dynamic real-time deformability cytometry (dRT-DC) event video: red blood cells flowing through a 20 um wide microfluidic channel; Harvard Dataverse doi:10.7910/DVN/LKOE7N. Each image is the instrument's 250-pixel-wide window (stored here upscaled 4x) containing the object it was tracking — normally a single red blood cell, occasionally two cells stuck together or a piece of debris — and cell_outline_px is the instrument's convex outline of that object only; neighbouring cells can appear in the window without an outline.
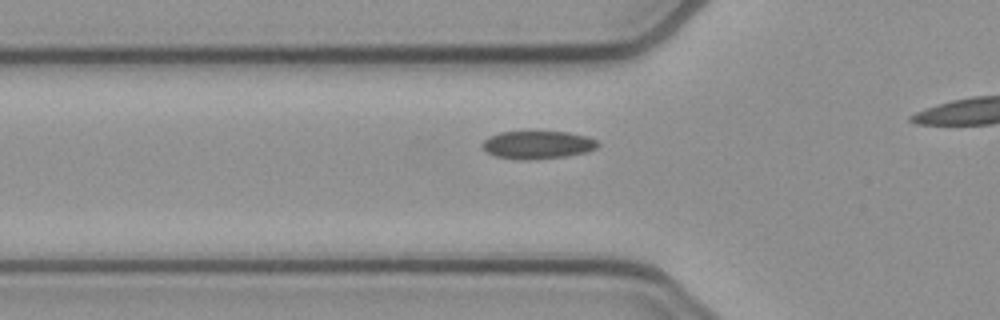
{"species": "common noctule bat (a hibernating species)", "species_latin": "Nyctalus noctula", "temperature_condition": "cold", "stored_images_in_passage": 36, "camera_frame_rate_fps": 3000, "um_per_image_px": 0.085, "animal": {"sex": "female", "body_mass_g": 21.9}, "frame": {"image": 1, "passage_image": 11, "time_ms": 3.333, "image_size_px": [1000, 320], "cell_outline_px": [[600, 144], [596, 148], [588, 152], [568, 156], [524, 160], [516, 160], [496, 156], [488, 152], [480, 144], [488, 136], [500, 132], [568, 132], [588, 136], [596, 140]], "centroid_in_image_um": [45.71, 12.31], "position_along_channel_um": 80.1, "area_um2": 18.9}}
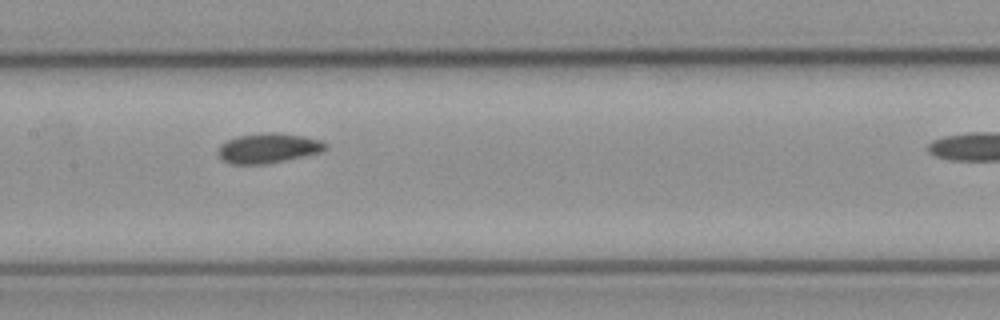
{"frame": {"image": 2, "passage_image": 19, "time_ms": 6.0, "image_size_px": [1000, 320], "cell_outline_px": [[328, 148], [324, 152], [264, 164], [232, 164], [224, 160], [216, 152], [220, 144], [236, 136], [264, 132], [276, 132], [304, 136], [320, 140], [328, 144]], "centroid_in_image_um": [22.82, 12.58], "position_along_channel_um": 184.6, "area_um2": 18.84}}
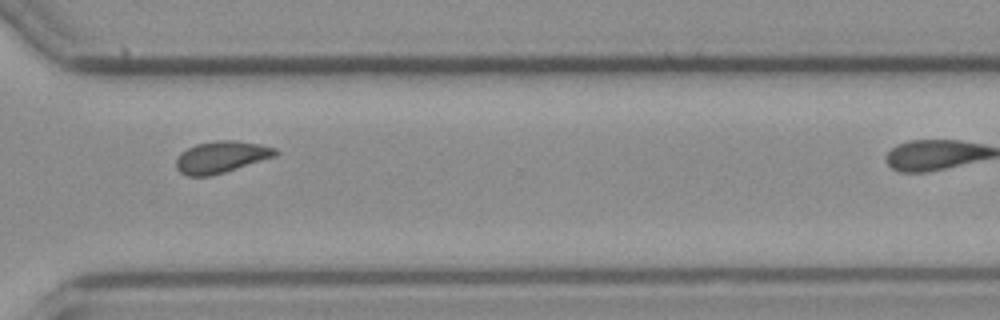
{"frame": {"image": 3, "passage_image": 32, "time_ms": 10.333, "image_size_px": [1000, 320], "cell_outline_px": [[280, 152], [276, 156], [212, 176], [184, 176], [176, 168], [176, 160], [180, 152], [196, 144], [216, 140], [236, 140], [260, 144], [276, 148]], "centroid_in_image_um": [18.8, 13.35], "position_along_channel_um": 351.8, "area_um2": 18.55}}